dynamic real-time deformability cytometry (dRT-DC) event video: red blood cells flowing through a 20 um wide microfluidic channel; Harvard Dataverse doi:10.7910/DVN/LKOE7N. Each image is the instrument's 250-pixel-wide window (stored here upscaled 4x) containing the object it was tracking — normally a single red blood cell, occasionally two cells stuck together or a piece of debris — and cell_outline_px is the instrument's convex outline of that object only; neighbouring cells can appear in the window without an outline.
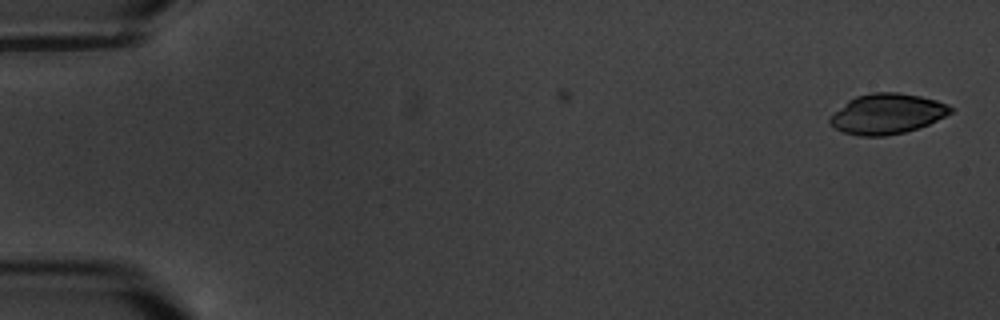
{"species": "common noctule bat (a hibernating species)", "species_latin": "Nyctalus noctula", "temperature_condition": "warm", "stored_images_in_passage": 2, "camera_frame_rate_fps": 3000, "um_per_image_px": 0.085, "animal": {"sex": "male", "body_mass_g": 20.1, "forearm_length_mm": 53.5}, "frame": {"image": 1, "passage_image": 2, "time_ms": 1.0, "image_size_px": [1000, 320], "cell_outline_px": [[956, 108], [952, 112], [928, 124], [904, 132], [884, 136], [860, 136], [844, 132], [832, 128], [828, 124], [828, 116], [848, 100], [856, 96], [872, 92], [900, 92], [920, 96], [936, 100], [948, 104]], "centroid_in_image_um": [75.35, 9.67], "position_along_channel_um": 9.6, "area_um2": 28.55}}